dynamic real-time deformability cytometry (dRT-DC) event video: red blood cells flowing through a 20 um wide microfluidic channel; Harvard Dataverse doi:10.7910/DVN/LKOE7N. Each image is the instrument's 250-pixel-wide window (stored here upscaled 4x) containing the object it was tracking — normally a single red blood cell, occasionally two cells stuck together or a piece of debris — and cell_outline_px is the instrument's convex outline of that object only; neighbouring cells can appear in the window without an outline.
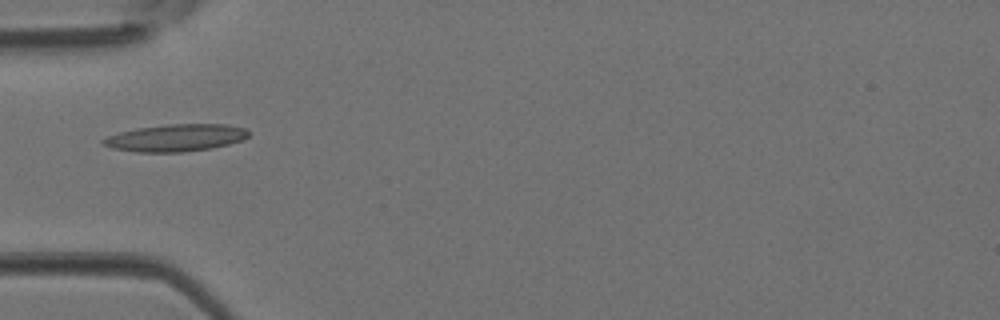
{"species": "Egyptian fruit bat (a non-hibernating species)", "species_latin": "Rousettus aegyptiacus", "temperature_condition": "room temperature", "stored_images_in_passage": 6, "camera_frame_rate_fps": 3000, "um_per_image_px": 0.085, "animal": {"sex": "female"}, "frame": {"image": 1, "passage_image": 1, "time_ms": 0.0, "image_size_px": [1000, 320], "cell_outline_px": [[248, 136], [240, 140], [228, 144], [212, 148], [184, 152], [136, 152], [112, 148], [100, 144], [100, 140], [108, 136], [120, 132], [136, 128], [168, 124], [224, 124], [244, 128], [248, 132]], "centroid_in_image_um": [14.88, 11.72], "position_along_channel_um": 70.1, "area_um2": 23.0}}
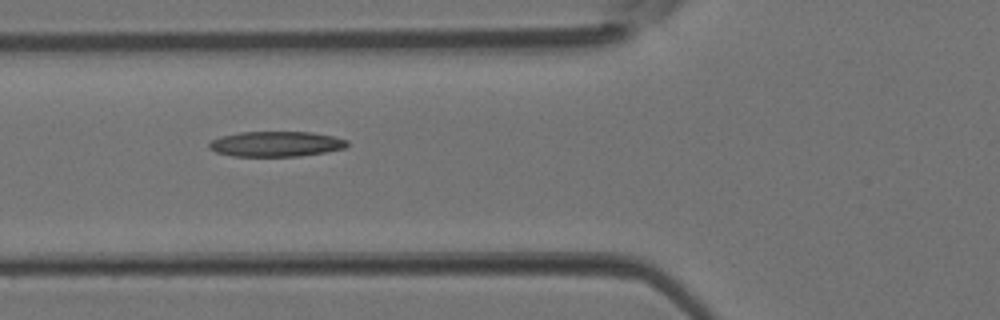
{"frame": {"image": 2, "passage_image": 3, "time_ms": 0.667, "image_size_px": [1000, 320], "cell_outline_px": [[348, 144], [344, 148], [324, 152], [300, 156], [232, 156], [216, 152], [208, 148], [208, 144], [212, 140], [220, 136], [240, 132], [312, 132], [332, 136], [348, 140]], "centroid_in_image_um": [23.43, 12.23], "position_along_channel_um": 102.4, "area_um2": 20.29}}